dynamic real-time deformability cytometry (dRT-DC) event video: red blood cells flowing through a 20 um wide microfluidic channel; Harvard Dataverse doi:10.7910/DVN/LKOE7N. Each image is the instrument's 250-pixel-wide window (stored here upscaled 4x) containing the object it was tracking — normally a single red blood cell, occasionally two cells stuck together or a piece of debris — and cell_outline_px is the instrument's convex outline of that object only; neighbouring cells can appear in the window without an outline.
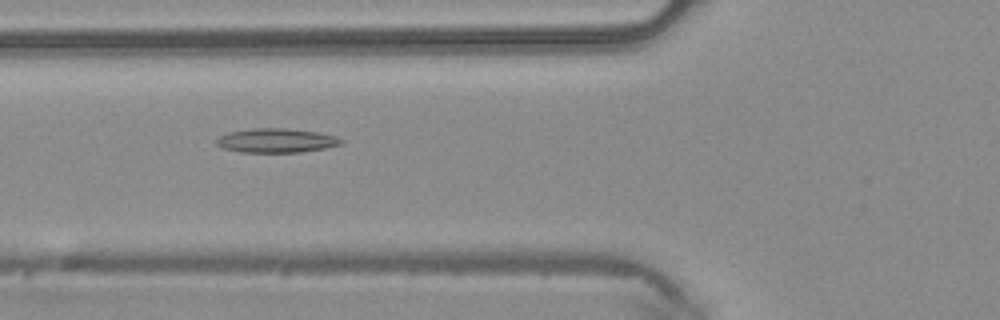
{"species": "common noctule bat (a hibernating species)", "species_latin": "Nyctalus noctula", "temperature_condition": "warm", "stored_images_in_passage": 43, "camera_frame_rate_fps": 3000, "um_per_image_px": 0.085, "animal": {"sex": "male", "body_mass_g": 20.4}, "frame": {"image": 1, "passage_image": 13, "time_ms": 4.0, "image_size_px": [1000, 320], "cell_outline_px": [[344, 144], [324, 148], [300, 152], [240, 152], [224, 148], [216, 144], [216, 140], [220, 136], [228, 132], [252, 128], [288, 128], [316, 132], [336, 136], [344, 140]], "centroid_in_image_um": [23.5, 11.94], "position_along_channel_um": 102.3, "area_um2": 17.57}}
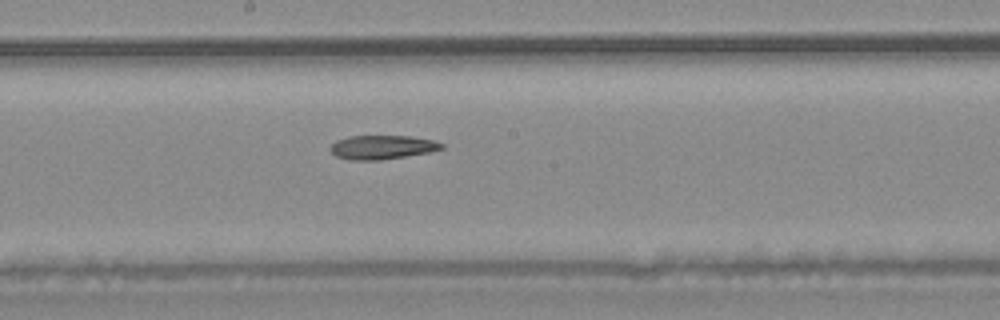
{"frame": {"image": 2, "passage_image": 21, "time_ms": 6.667, "image_size_px": [1000, 320], "cell_outline_px": [[444, 148], [428, 152], [380, 160], [348, 160], [336, 156], [328, 148], [336, 140], [348, 136], [412, 136], [432, 140], [444, 144]], "centroid_in_image_um": [32.44, 12.51], "position_along_channel_um": 215.8, "area_um2": 15.49}}
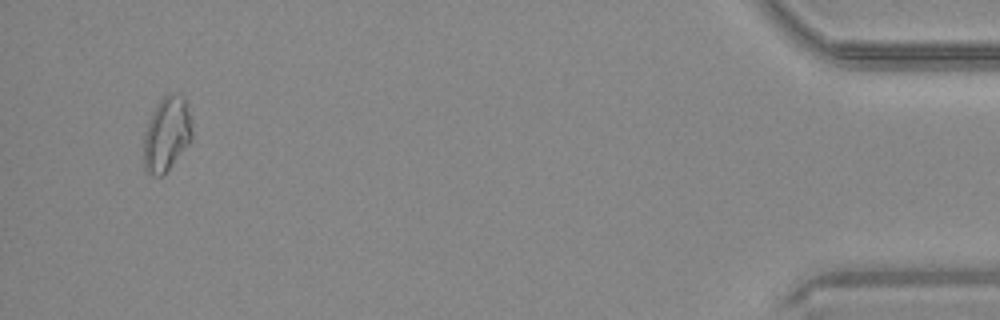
{"frame": {"image": 3, "passage_image": 41, "time_ms": 13.333, "image_size_px": [1000, 320], "cell_outline_px": [[192, 140], [168, 168], [160, 176], [152, 176], [144, 172], [144, 132], [152, 112], [160, 100], [168, 92], [172, 92], [184, 96], [188, 112], [192, 132]], "centroid_in_image_um": [14.14, 11.38], "position_along_channel_um": 421.1, "area_um2": 20.81}}